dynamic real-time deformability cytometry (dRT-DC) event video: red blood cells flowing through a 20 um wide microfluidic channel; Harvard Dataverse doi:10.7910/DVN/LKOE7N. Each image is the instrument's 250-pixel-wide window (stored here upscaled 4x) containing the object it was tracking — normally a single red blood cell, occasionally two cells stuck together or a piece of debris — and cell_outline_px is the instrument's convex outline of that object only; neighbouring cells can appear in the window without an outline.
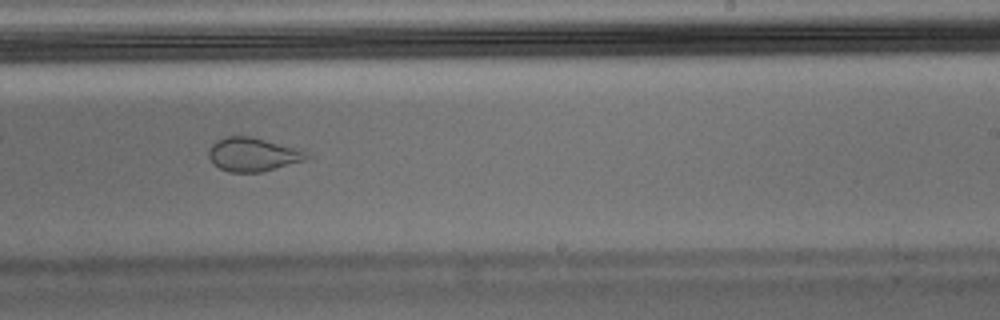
{"species": "Egyptian fruit bat (a non-hibernating species)", "species_latin": "Rousettus aegyptiacus", "temperature_condition": "warm", "stored_images_in_passage": 41, "segment_of_instrument_passage": [1, 2], "camera_frame_rate_fps": 3000, "um_per_image_px": 0.085, "animal": {"sex": "male"}, "frame": {"image": 1, "passage_image": 24, "time_ms": 7.667, "image_size_px": [1000, 320], "cell_outline_px": [[316, 156], [304, 160], [260, 172], [228, 172], [212, 164], [208, 156], [208, 152], [212, 144], [216, 140], [224, 136], [252, 136], [292, 148]], "centroid_in_image_um": [21.43, 13.13], "position_along_channel_um": 267.6, "area_um2": 19.02}}